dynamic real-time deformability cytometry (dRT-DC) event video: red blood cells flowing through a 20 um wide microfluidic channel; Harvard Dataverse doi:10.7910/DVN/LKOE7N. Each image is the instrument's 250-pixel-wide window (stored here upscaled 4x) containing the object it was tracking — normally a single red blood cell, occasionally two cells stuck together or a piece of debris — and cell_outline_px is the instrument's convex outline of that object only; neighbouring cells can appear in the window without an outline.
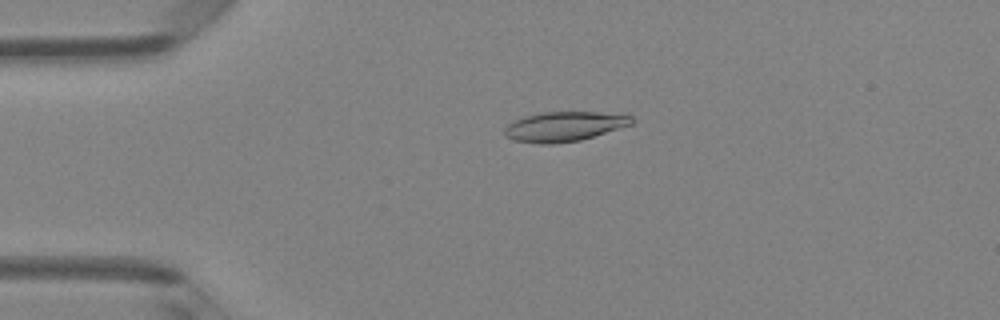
{"species": "Egyptian fruit bat (a non-hibernating species)", "species_latin": "Rousettus aegyptiacus", "temperature_condition": "room temperature", "stored_images_in_passage": 49, "camera_frame_rate_fps": 3000, "um_per_image_px": 0.085, "animal": {"sex": "female"}, "frame": {"image": 1, "passage_image": 11, "time_ms": 3.333, "image_size_px": [1000, 320], "cell_outline_px": [[636, 120], [632, 124], [580, 140], [552, 144], [540, 144], [512, 140], [504, 136], [504, 128], [508, 124], [524, 116], [540, 112], [596, 112], [632, 116]], "centroid_in_image_um": [47.91, 10.75], "position_along_channel_um": 37.1, "area_um2": 21.96}}
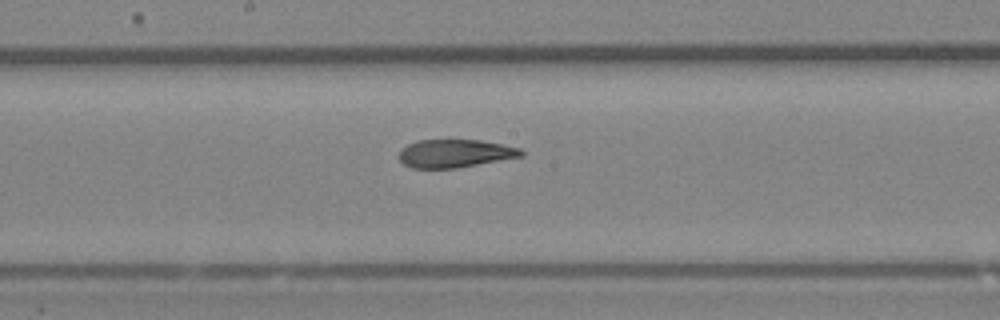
{"frame": {"image": 2, "passage_image": 26, "time_ms": 8.333, "image_size_px": [1000, 320], "cell_outline_px": [[524, 156], [456, 168], [412, 168], [404, 164], [400, 160], [400, 152], [408, 144], [416, 140], [480, 140], [520, 148], [524, 152]], "centroid_in_image_um": [38.69, 13.04], "position_along_channel_um": 209.5, "area_um2": 19.83}}
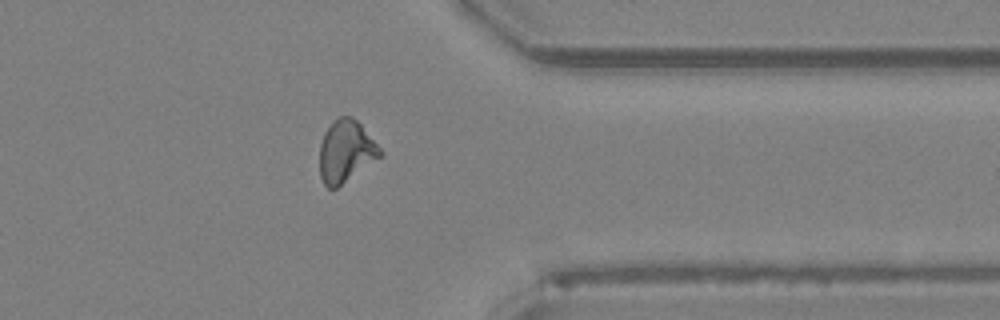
{"frame": {"image": 3, "passage_image": 39, "time_ms": 12.667, "image_size_px": [1000, 320], "cell_outline_px": [[384, 152], [380, 156], [336, 188], [328, 188], [324, 184], [320, 176], [320, 144], [324, 132], [332, 120], [340, 116], [352, 116], [360, 124]], "centroid_in_image_um": [29.37, 12.83], "position_along_channel_um": 382.0, "area_um2": 21.56}, "authors_computed_cell_mechanics": {"area_um2": 21.6172, "velocity_mm_per_s": 4.1603, "shape_relaxation_time_tau1_ms": null, "shape_relaxation_time_tau2_ms": 1.9655, "deformation_change_tau1": null, "deformation_change_tau2": 0.0889}}